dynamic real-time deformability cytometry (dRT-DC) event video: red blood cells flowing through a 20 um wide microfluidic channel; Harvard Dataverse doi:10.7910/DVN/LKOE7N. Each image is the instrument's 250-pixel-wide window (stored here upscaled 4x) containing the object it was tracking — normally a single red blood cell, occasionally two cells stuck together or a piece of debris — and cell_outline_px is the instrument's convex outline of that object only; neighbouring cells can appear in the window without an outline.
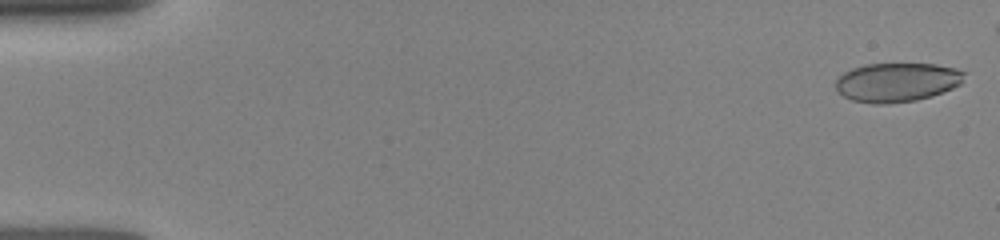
{"species": "human", "species_latin": "Homo sapiens", "temperature_condition": "room temperature", "stored_images_in_passage": 46, "camera_frame_rate_fps": 3000, "um_per_image_px": 0.085, "donor": {"sex": "female"}, "frame": {"image": 1, "passage_image": 1, "time_ms": 0.0, "image_size_px": [1000, 240], "cell_outline_px": [[964, 72], [960, 84], [952, 88], [932, 96], [916, 100], [888, 104], [872, 104], [852, 100], [836, 92], [836, 80], [844, 72], [852, 68], [864, 64], [936, 64], [956, 68]], "centroid_in_image_um": [76.2, 7.0], "position_along_channel_um": 8.8, "area_um2": 29.3}}
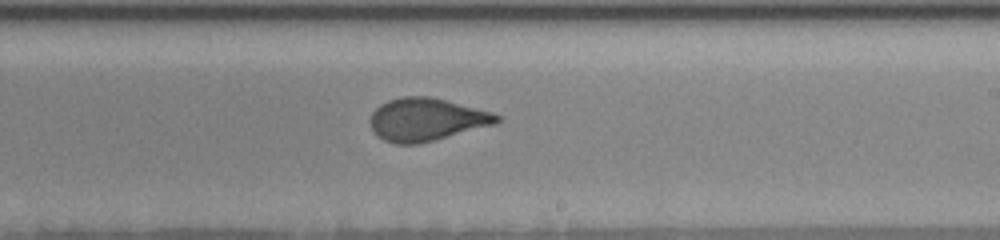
{"frame": {"image": 2, "passage_image": 31, "time_ms": 9.667, "image_size_px": [1000, 240], "cell_outline_px": [[500, 120], [496, 124], [416, 144], [396, 144], [384, 140], [376, 136], [368, 120], [372, 112], [380, 104], [388, 100], [404, 96], [428, 96], [492, 112], [500, 116]], "centroid_in_image_um": [36.2, 10.16], "position_along_channel_um": 252.8, "area_um2": 31.33}}
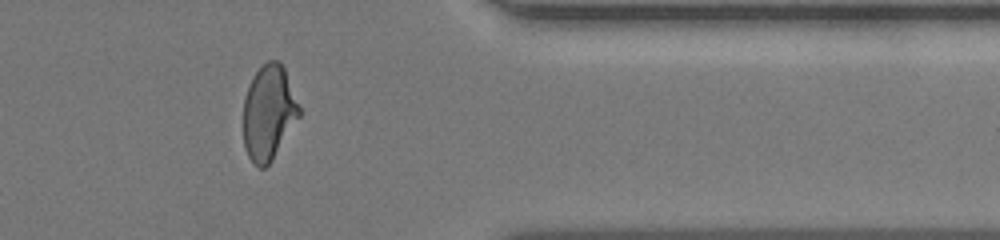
{"frame": {"image": 3, "passage_image": 42, "time_ms": 13.333, "image_size_px": [1000, 240], "cell_outline_px": [[300, 116], [272, 160], [264, 168], [260, 168], [248, 156], [244, 148], [244, 100], [248, 88], [256, 72], [268, 60], [280, 60], [284, 68], [300, 108]], "centroid_in_image_um": [22.84, 9.58], "position_along_channel_um": 388.6, "area_um2": 30.4}}